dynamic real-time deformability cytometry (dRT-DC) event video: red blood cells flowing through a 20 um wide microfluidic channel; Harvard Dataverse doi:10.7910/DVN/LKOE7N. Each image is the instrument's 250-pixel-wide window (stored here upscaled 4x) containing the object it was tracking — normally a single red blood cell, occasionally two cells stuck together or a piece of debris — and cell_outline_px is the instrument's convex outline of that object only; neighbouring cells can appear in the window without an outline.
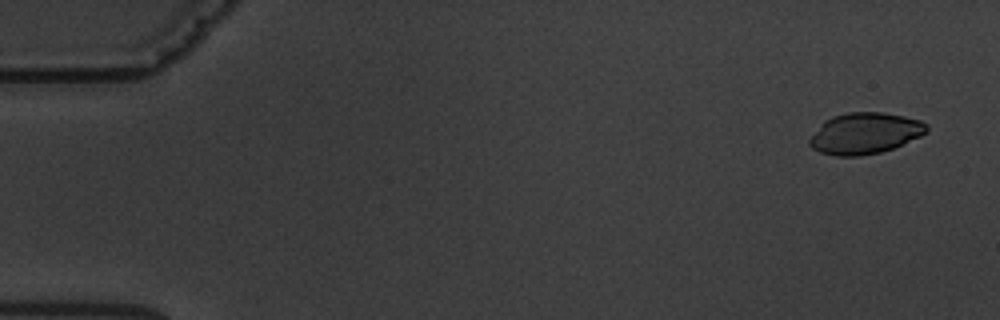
{"species": "common noctule bat (a hibernating species)", "species_latin": "Nyctalus noctula", "temperature_condition": "warm", "stored_images_in_passage": 5, "camera_frame_rate_fps": 3000, "um_per_image_px": 0.085, "animal": {"sex": "male", "body_mass_g": 19.5, "forearm_length_mm": 54.6}, "frame": {"image": 1, "passage_image": 1, "time_ms": 0.0, "image_size_px": [1000, 320], "cell_outline_px": [[928, 132], [920, 136], [892, 148], [880, 152], [860, 156], [836, 156], [820, 152], [812, 148], [808, 144], [808, 140], [824, 120], [832, 116], [848, 112], [884, 112], [904, 116], [920, 120], [928, 124]], "centroid_in_image_um": [73.51, 11.32], "position_along_channel_um": 11.5, "area_um2": 28.15}}